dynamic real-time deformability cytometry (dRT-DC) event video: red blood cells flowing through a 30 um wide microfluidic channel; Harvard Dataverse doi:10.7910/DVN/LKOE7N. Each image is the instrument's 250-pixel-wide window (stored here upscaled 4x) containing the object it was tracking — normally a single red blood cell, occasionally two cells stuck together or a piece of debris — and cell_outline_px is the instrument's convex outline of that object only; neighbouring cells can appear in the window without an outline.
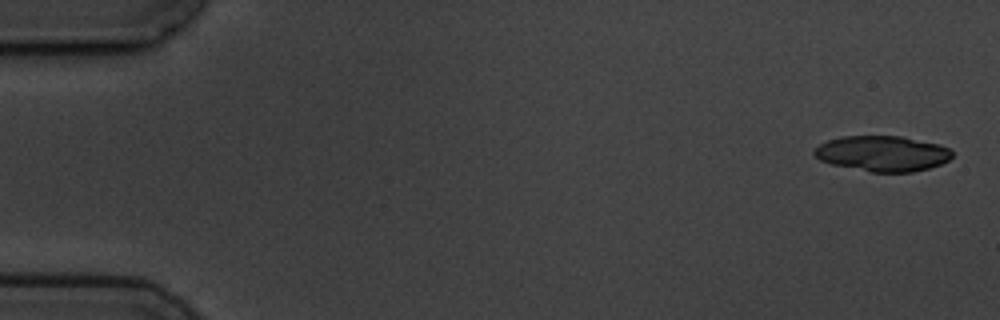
{"species": "common noctule bat (a hibernating species)", "species_latin": "Nyctalus noctula", "temperature_condition": "cold", "stored_images_in_passage": 4, "camera_frame_rate_fps": 3000, "um_per_image_px": 0.085, "animal": {"sex": "male", "body_mass_g": 19.5, "forearm_length_mm": 54.6}, "frame": {"image": 1, "passage_image": 1, "time_ms": 0.0, "image_size_px": [1000, 320], "cell_outline_px": [[952, 156], [948, 160], [940, 164], [928, 168], [912, 172], [872, 172], [832, 164], [820, 160], [812, 152], [820, 144], [828, 140], [840, 136], [900, 136], [940, 144], [948, 148], [952, 152]], "centroid_in_image_um": [75.01, 13.04], "position_along_channel_um": 10.0, "area_um2": 28.38}}